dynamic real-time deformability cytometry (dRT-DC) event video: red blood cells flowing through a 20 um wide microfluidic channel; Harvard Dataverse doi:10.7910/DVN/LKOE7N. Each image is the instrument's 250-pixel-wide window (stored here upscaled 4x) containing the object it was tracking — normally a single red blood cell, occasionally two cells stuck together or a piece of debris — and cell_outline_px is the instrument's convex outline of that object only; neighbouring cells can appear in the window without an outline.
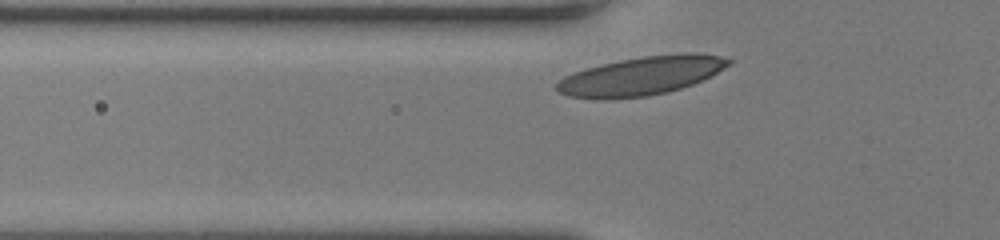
{"species": "human", "species_latin": "Homo sapiens", "temperature_condition": "room temperature", "stored_images_in_passage": 30, "camera_frame_rate_fps": 3000, "um_per_image_px": 0.085, "donor": {"sex": "female"}, "frame": {"image": 1, "passage_image": 6, "time_ms": 1.667, "image_size_px": [1000, 240], "cell_outline_px": [[732, 64], [712, 76], [692, 84], [668, 92], [648, 96], [600, 100], [568, 96], [560, 92], [556, 88], [556, 84], [564, 76], [588, 68], [620, 60], [644, 56], [684, 52], [696, 52], [720, 56], [732, 60]], "centroid_in_image_um": [54.57, 6.45], "position_along_channel_um": 71.2, "area_um2": 38.73}}
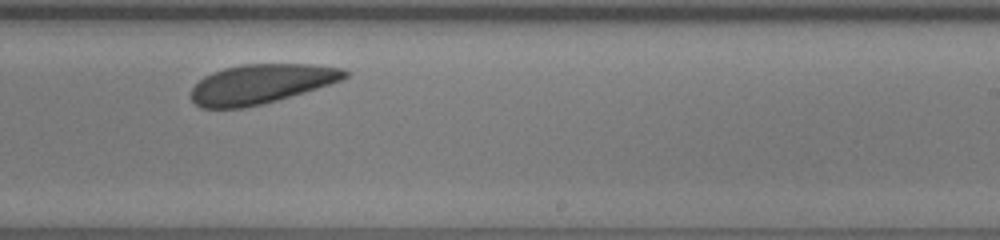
{"frame": {"image": 2, "passage_image": 21, "time_ms": 6.667, "image_size_px": [1000, 240], "cell_outline_px": [[348, 76], [340, 80], [304, 92], [276, 100], [260, 104], [240, 108], [200, 108], [192, 100], [192, 88], [204, 76], [212, 72], [224, 68], [240, 64], [312, 64], [344, 68], [348, 72]], "centroid_in_image_um": [22.17, 7.12], "position_along_channel_um": 266.8, "area_um2": 34.97}}
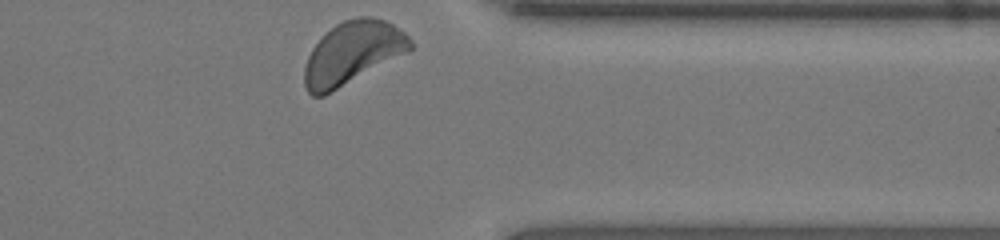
{"frame": {"image": 3, "passage_image": 30, "time_ms": 9.667, "image_size_px": [1000, 240], "cell_outline_px": [[412, 48], [324, 96], [312, 96], [308, 92], [304, 84], [304, 68], [308, 56], [312, 48], [336, 24], [344, 20], [360, 16], [368, 16], [384, 20], [392, 24], [404, 32], [412, 40]], "centroid_in_image_um": [29.93, 4.49], "position_along_channel_um": 381.5, "area_um2": 37.69}, "authors_computed_cell_mechanics": {"area_um2": 36.2406, "velocity_mm_per_s": 3.9548, "shape_relaxation_time_tau1_ms": 1.8209, "shape_relaxation_time_tau2_ms": 5.567, "deformation_change_tau1": 0.0724, "deformation_change_tau2": 0.0938}}